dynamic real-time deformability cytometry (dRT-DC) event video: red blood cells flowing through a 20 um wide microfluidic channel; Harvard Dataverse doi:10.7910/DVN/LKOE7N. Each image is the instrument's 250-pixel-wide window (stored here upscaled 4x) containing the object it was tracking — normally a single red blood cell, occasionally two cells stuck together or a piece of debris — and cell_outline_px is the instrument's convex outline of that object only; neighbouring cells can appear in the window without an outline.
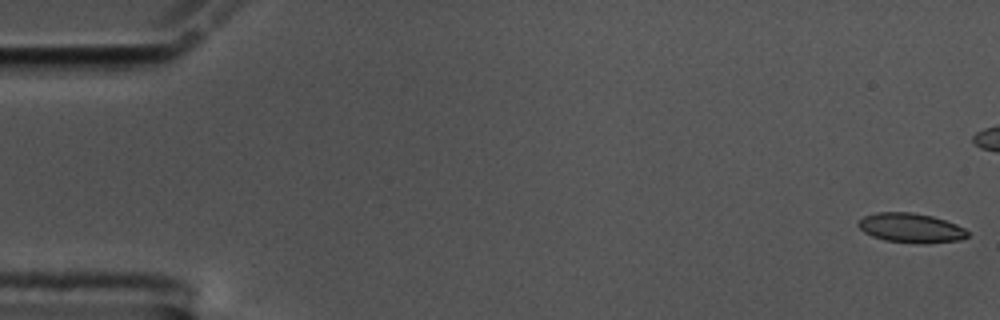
{"species": "common noctule bat (a hibernating species)", "species_latin": "Nyctalus noctula", "temperature_condition": "cold", "stored_images_in_passage": 16, "camera_frame_rate_fps": 3000, "um_per_image_px": 0.085, "animal": {"sex": "male", "body_mass_g": 17.5, "forearm_length_mm": 52.3}, "frame": {"image": 1, "passage_image": 1, "time_ms": 0.0, "image_size_px": [1000, 320], "cell_outline_px": [[968, 236], [960, 240], [924, 244], [884, 240], [872, 236], [864, 232], [856, 224], [864, 216], [876, 212], [912, 212], [932, 216], [956, 224], [964, 228], [968, 232]], "centroid_in_image_um": [77.42, 19.37], "position_along_channel_um": 7.6, "area_um2": 18.79}}